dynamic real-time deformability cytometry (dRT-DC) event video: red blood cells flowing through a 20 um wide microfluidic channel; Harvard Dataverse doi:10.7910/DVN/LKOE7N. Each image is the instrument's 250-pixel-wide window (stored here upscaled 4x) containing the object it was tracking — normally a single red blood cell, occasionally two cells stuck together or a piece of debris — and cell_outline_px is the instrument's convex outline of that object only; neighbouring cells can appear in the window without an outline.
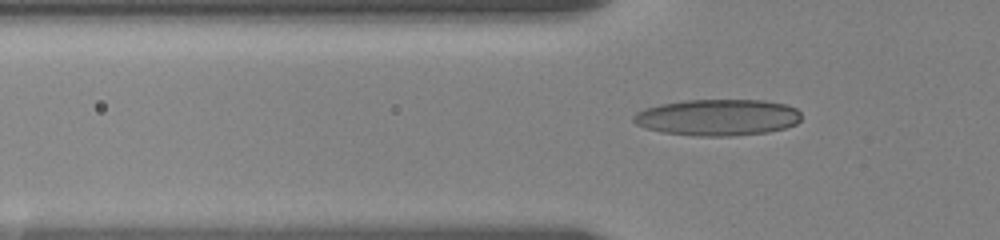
{"species": "human", "species_latin": "Homo sapiens", "temperature_condition": "room temperature", "stored_images_in_passage": 48, "camera_frame_rate_fps": 3000, "um_per_image_px": 0.085, "donor": {"sex": "female"}, "frame": {"image": 1, "passage_image": 18, "time_ms": 6.0, "image_size_px": [1000, 240], "cell_outline_px": [[800, 120], [796, 124], [784, 128], [768, 132], [732, 136], [700, 136], [660, 132], [644, 128], [636, 124], [632, 120], [632, 116], [636, 112], [644, 108], [660, 104], [684, 100], [764, 100], [784, 104], [796, 108], [800, 112]], "centroid_in_image_um": [60.97, 9.98], "position_along_channel_um": 64.8, "area_um2": 35.84}}
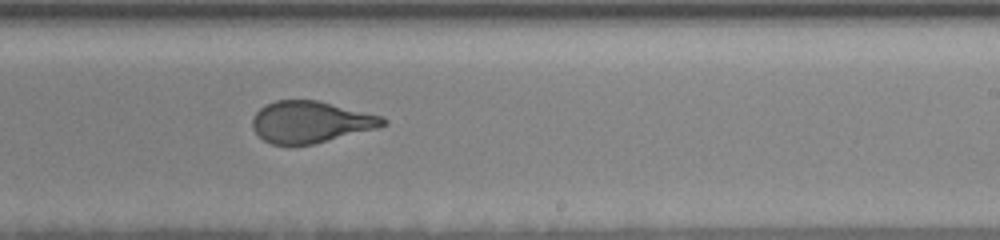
{"frame": {"image": 2, "passage_image": 33, "time_ms": 11.667, "image_size_px": [1000, 240], "cell_outline_px": [[388, 124], [376, 128], [312, 144], [272, 144], [264, 140], [252, 128], [252, 120], [256, 112], [264, 104], [276, 100], [316, 100], [384, 116], [388, 120]], "centroid_in_image_um": [26.41, 10.35], "position_along_channel_um": 262.6, "area_um2": 31.44}}
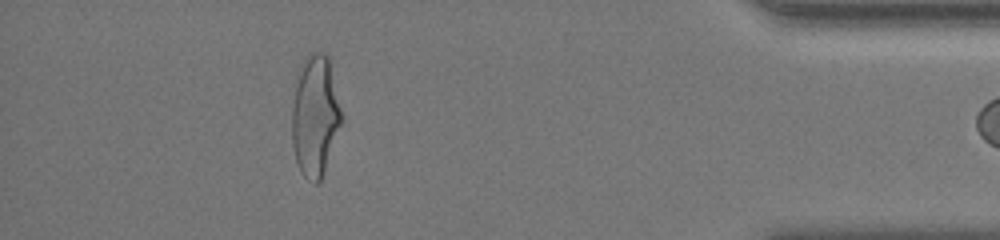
{"frame": {"image": 3, "passage_image": 47, "time_ms": 17.0, "image_size_px": [1000, 240], "cell_outline_px": [[344, 120], [324, 172], [320, 180], [316, 184], [304, 176], [300, 172], [296, 160], [292, 144], [292, 108], [300, 64], [304, 56], [308, 52], [324, 52], [328, 56], [344, 116]], "centroid_in_image_um": [26.81, 9.82], "position_along_channel_um": 408.4, "area_um2": 35.49}}